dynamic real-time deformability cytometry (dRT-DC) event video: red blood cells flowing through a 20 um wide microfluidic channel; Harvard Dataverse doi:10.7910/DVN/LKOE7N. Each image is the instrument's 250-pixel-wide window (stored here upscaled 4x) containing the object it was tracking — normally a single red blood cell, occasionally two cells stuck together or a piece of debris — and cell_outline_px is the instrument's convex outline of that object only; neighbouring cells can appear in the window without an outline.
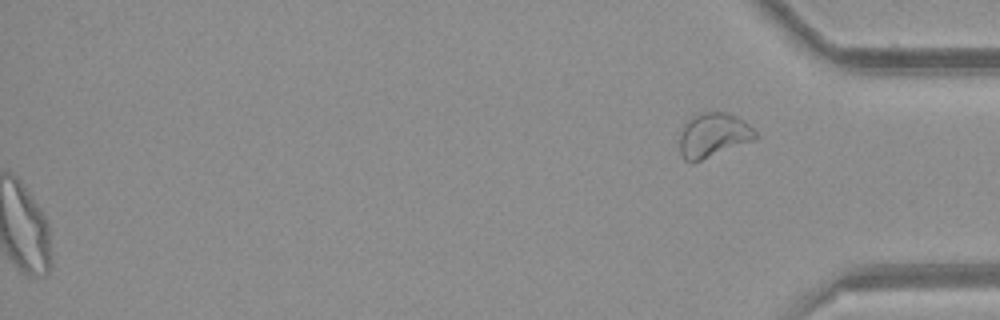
{"species": "common noctule bat (a hibernating species)", "species_latin": "Nyctalus noctula", "temperature_condition": "room temperature", "stored_images_in_passage": 52, "segment_of_instrument_passage": [2, 2], "camera_frame_rate_fps": 3000, "um_per_image_px": 0.085, "animal": {"sex": "female", "body_mass_g": 21.9}, "frame": {"image": 1, "passage_image": 52, "time_ms": 17.0, "image_size_px": [1000, 320], "cell_outline_px": [[756, 140], [692, 164], [684, 160], [680, 152], [680, 128], [692, 116], [700, 112], [724, 112], [736, 116], [744, 120], [756, 132]], "centroid_in_image_um": [60.61, 11.51], "position_along_channel_um": 374.6, "area_um2": 19.94}}